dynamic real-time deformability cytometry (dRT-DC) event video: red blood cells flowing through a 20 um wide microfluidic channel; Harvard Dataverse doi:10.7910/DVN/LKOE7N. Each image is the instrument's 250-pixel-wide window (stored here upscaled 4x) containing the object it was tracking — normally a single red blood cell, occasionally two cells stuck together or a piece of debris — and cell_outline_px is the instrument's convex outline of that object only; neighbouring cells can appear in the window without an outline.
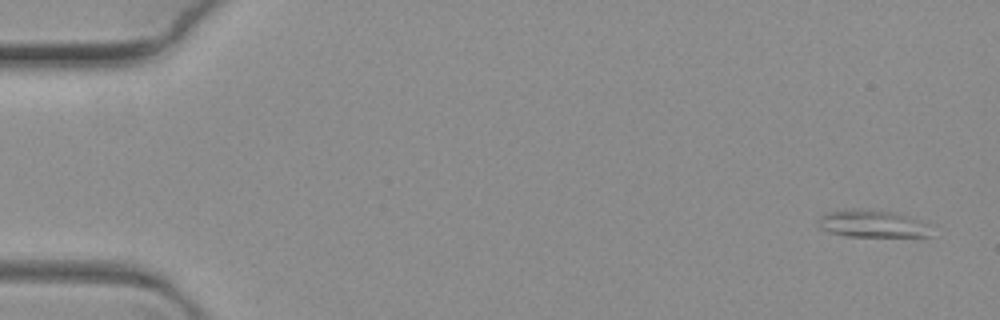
{"species": "common noctule bat (a hibernating species)", "species_latin": "Nyctalus noctula", "temperature_condition": "warm", "stored_images_in_passage": 6, "camera_frame_rate_fps": 3000, "um_per_image_px": 0.085, "animal": {"sex": "female", "body_mass_g": 19.3, "forearm_length_mm": 54.1}, "frame": {"image": 1, "passage_image": 1, "time_ms": 0.0, "image_size_px": [1000, 320], "cell_outline_px": [[936, 224], [928, 236], [844, 236], [820, 228], [816, 220], [824, 212], [844, 208], [856, 208], [896, 212], [924, 220]], "centroid_in_image_um": [74.21, 18.99], "position_along_channel_um": 10.8, "area_um2": 18.73}}
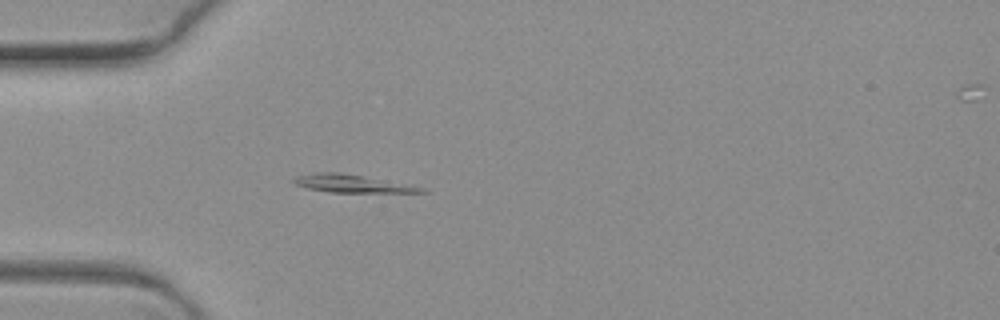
{"frame": {"image": 2, "passage_image": 6, "time_ms": 1.667, "image_size_px": [1000, 320], "cell_outline_px": [[432, 192], [328, 192], [308, 188], [296, 184], [292, 180], [296, 176], [316, 172], [340, 172], [424, 188]], "centroid_in_image_um": [29.84, 15.6], "position_along_channel_um": 55.2, "area_um2": 12.77}}